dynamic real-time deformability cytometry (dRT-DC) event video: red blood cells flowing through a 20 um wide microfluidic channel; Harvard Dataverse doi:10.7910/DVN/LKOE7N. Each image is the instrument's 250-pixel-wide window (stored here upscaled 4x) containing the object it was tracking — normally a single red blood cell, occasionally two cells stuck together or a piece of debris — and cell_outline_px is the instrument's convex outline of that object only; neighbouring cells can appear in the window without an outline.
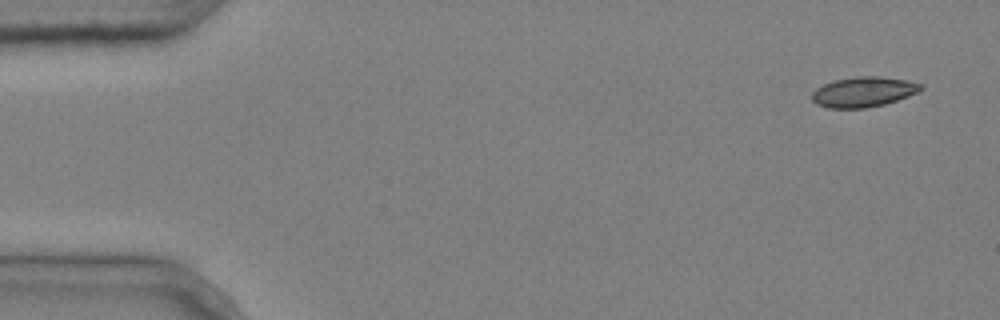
{"species": "common noctule bat (a hibernating species)", "species_latin": "Nyctalus noctula", "temperature_condition": "cold", "stored_images_in_passage": 5, "camera_frame_rate_fps": 3000, "um_per_image_px": 0.085, "animal": {"sex": "male", "body_mass_g": 20.4}, "frame": {"image": 1, "passage_image": 1, "time_ms": 0.0, "image_size_px": [1000, 320], "cell_outline_px": [[924, 88], [920, 92], [884, 104], [864, 108], [828, 108], [816, 104], [812, 100], [812, 92], [816, 88], [824, 84], [836, 80], [856, 76], [876, 76], [904, 80], [920, 84]], "centroid_in_image_um": [73.37, 7.82], "position_along_channel_um": 11.6, "area_um2": 18.96}}
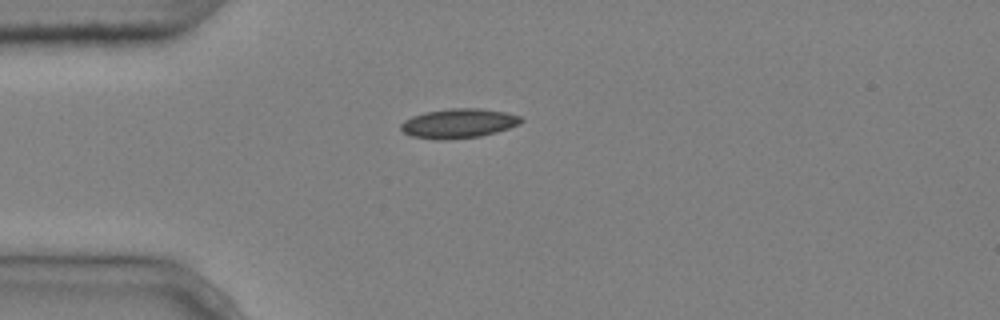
{"frame": {"image": 2, "passage_image": 4, "time_ms": 1.0, "image_size_px": [1000, 320], "cell_outline_px": [[524, 120], [520, 124], [496, 132], [480, 136], [444, 140], [436, 140], [412, 136], [404, 132], [400, 128], [400, 124], [404, 120], [412, 116], [424, 112], [452, 108], [480, 108], [504, 112], [520, 116]], "centroid_in_image_um": [38.96, 10.48], "position_along_channel_um": 46.0, "area_um2": 20.63}}